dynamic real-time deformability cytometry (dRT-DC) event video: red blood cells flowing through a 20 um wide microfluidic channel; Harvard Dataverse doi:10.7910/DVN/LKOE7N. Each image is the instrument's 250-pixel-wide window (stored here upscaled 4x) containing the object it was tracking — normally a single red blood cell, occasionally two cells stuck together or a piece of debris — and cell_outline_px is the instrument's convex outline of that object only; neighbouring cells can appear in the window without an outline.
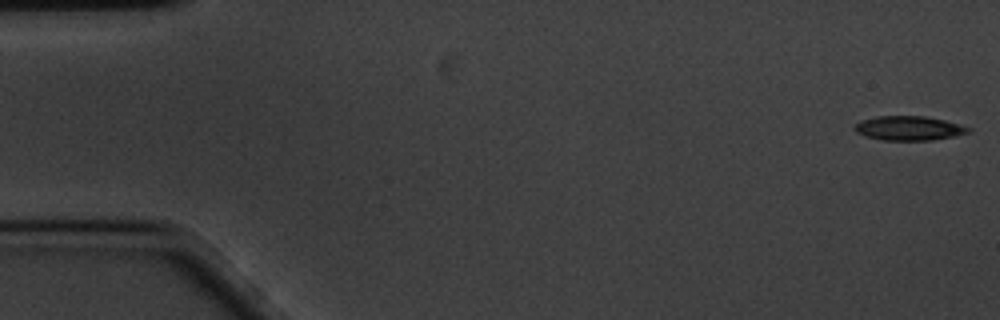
{"species": "common noctule bat (a hibernating species)", "species_latin": "Nyctalus noctula", "temperature_condition": "cold", "stored_images_in_passage": 17, "camera_frame_rate_fps": 3000, "um_per_image_px": 0.085, "animal": {"sex": "male", "body_mass_g": 20.1, "forearm_length_mm": 53.5}, "frame": {"image": 1, "passage_image": 1, "time_ms": 0.0, "image_size_px": [1000, 320], "cell_outline_px": [[972, 132], [956, 136], [932, 140], [880, 140], [864, 136], [856, 132], [856, 124], [860, 120], [876, 116], [924, 116], [944, 120], [972, 128]], "centroid_in_image_um": [77.28, 10.9], "position_along_channel_um": 7.7, "area_um2": 16.18}}
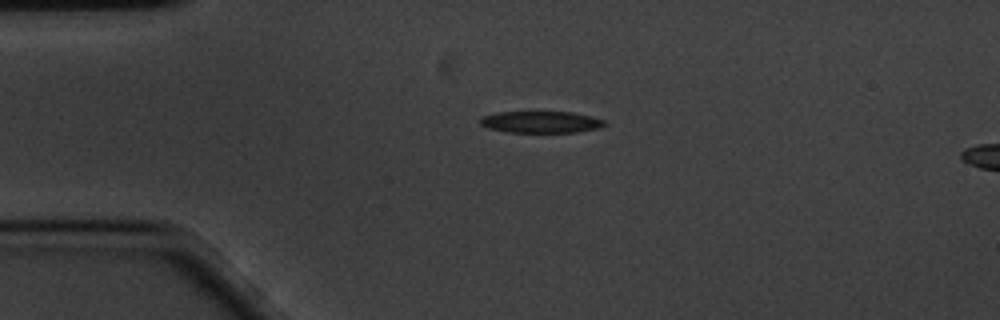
{"frame": {"image": 2, "passage_image": 13, "time_ms": 4.0, "image_size_px": [1000, 320], "cell_outline_px": [[608, 124], [600, 128], [580, 132], [508, 132], [488, 128], [480, 124], [480, 116], [496, 112], [572, 112], [604, 120]], "centroid_in_image_um": [45.97, 10.37], "position_along_channel_um": 39.0, "area_um2": 15.78}}